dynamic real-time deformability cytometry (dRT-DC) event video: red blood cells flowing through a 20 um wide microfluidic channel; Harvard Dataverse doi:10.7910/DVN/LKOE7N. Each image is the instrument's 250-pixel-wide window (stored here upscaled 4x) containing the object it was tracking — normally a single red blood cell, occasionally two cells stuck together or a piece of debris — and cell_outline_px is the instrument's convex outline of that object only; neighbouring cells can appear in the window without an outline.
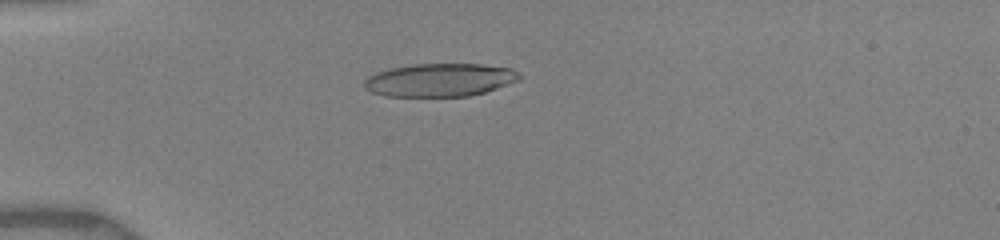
{"species": "human", "species_latin": "Homo sapiens", "temperature_condition": "warm", "stored_images_in_passage": 36, "camera_frame_rate_fps": 3000, "um_per_image_px": 0.085, "donor": {"sex": "female"}, "frame": {"image": 1, "passage_image": 13, "time_ms": 4.667, "image_size_px": [1000, 240], "cell_outline_px": [[520, 80], [484, 92], [468, 96], [384, 96], [372, 92], [364, 88], [364, 80], [368, 76], [376, 72], [388, 68], [412, 64], [480, 64], [512, 68], [520, 72]], "centroid_in_image_um": [37.37, 6.79], "position_along_channel_um": 47.6, "area_um2": 30.06}}
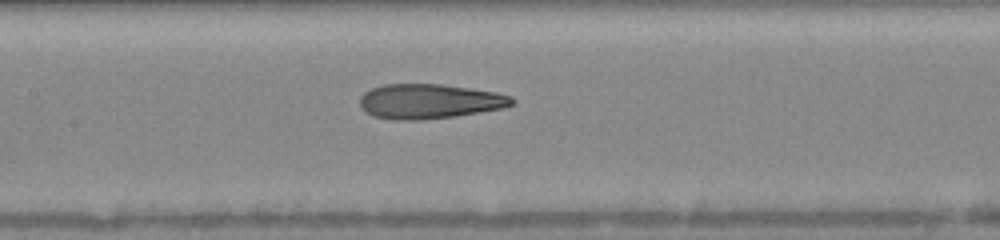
{"frame": {"image": 2, "passage_image": 20, "time_ms": 8.333, "image_size_px": [1000, 240], "cell_outline_px": [[516, 104], [504, 108], [456, 116], [424, 120], [392, 120], [376, 116], [368, 112], [360, 104], [360, 96], [364, 92], [372, 88], [384, 84], [440, 84], [496, 92], [512, 96], [516, 100]], "centroid_in_image_um": [36.55, 8.61], "position_along_channel_um": 170.8, "area_um2": 30.87}}
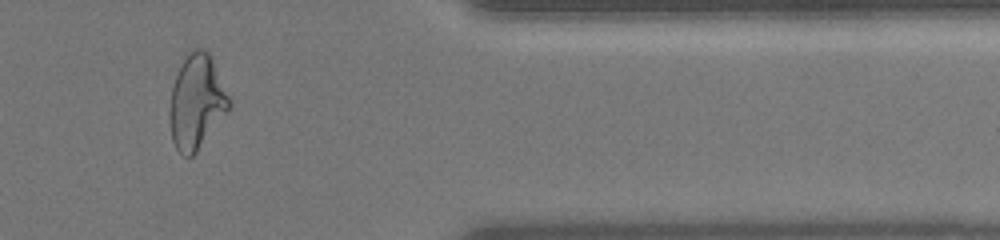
{"frame": {"image": 3, "passage_image": 32, "time_ms": 14.333, "image_size_px": [1000, 240], "cell_outline_px": [[228, 112], [196, 152], [192, 156], [184, 156], [176, 148], [172, 140], [168, 120], [168, 112], [172, 88], [180, 64], [196, 48], [204, 48], [208, 52], [212, 60], [228, 96]], "centroid_in_image_um": [16.66, 8.71], "position_along_channel_um": 394.7, "area_um2": 32.08}, "authors_computed_cell_mechanics": {"area_um2": 30.8652, "velocity_mm_per_s": 4.0084, "shape_relaxation_time_tau1_ms": null, "shape_relaxation_time_tau2_ms": 1.4808, "deformation_change_tau1": null, "deformation_change_tau2": 0.1083}}